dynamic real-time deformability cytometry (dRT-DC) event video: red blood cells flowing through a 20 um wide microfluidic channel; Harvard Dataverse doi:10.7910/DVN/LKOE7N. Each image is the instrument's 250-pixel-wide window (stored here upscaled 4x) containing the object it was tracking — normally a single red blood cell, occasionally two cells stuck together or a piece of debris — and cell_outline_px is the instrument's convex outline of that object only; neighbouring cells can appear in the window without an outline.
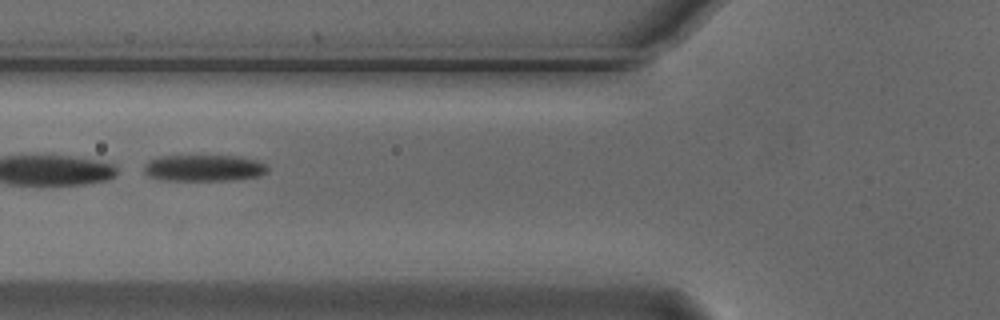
{"species": "Egyptian fruit bat (a non-hibernating species)", "species_latin": "Rousettus aegyptiacus", "temperature_condition": "cold", "stored_images_in_passage": 9, "camera_frame_rate_fps": 3000, "um_per_image_px": 0.085, "animal": {"sex": "male"}, "frame": {"image": 1, "passage_image": 6, "time_ms": 1.667, "image_size_px": [1000, 320], "cell_outline_px": [[268, 172], [260, 176], [232, 180], [164, 180], [148, 176], [144, 172], [144, 164], [148, 160], [160, 156], [240, 156], [260, 160], [268, 168]], "centroid_in_image_um": [17.35, 14.27], "position_along_channel_um": 108.5, "area_um2": 19.25}}
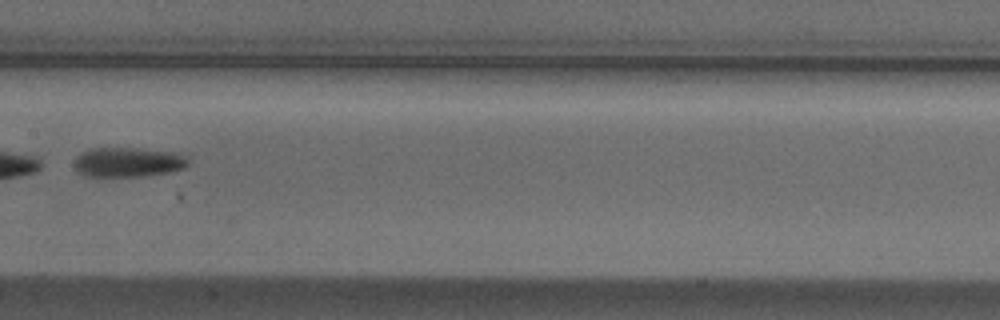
{"frame": {"image": 2, "passage_image": 8, "time_ms": 2.333, "image_size_px": [1000, 320], "cell_outline_px": [[188, 164], [184, 168], [168, 172], [140, 176], [84, 176], [76, 172], [76, 156], [88, 148], [136, 148], [180, 152], [188, 160]], "centroid_in_image_um": [10.88, 13.77], "position_along_channel_um": 196.5, "area_um2": 19.71}}
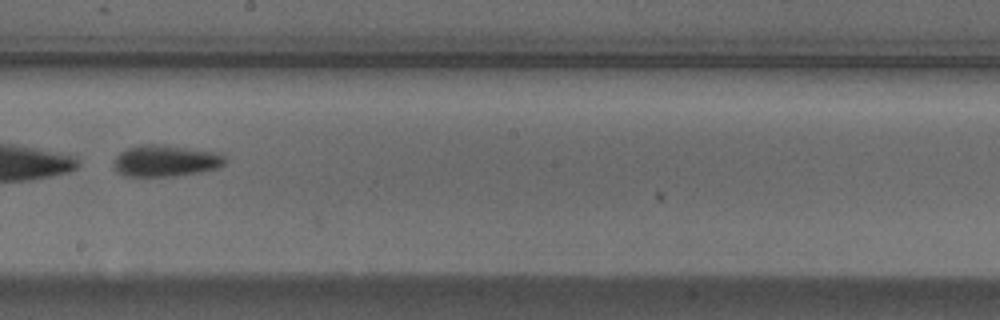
{"frame": {"image": 3, "passage_image": 9, "time_ms": 2.667, "image_size_px": [1000, 320], "cell_outline_px": [[228, 160], [224, 164], [216, 168], [200, 172], [172, 176], [124, 176], [116, 172], [112, 164], [116, 156], [120, 152], [128, 148], [140, 144], [164, 144], [220, 152]], "centroid_in_image_um": [14.07, 13.65], "position_along_channel_um": 234.1, "area_um2": 20.81}}